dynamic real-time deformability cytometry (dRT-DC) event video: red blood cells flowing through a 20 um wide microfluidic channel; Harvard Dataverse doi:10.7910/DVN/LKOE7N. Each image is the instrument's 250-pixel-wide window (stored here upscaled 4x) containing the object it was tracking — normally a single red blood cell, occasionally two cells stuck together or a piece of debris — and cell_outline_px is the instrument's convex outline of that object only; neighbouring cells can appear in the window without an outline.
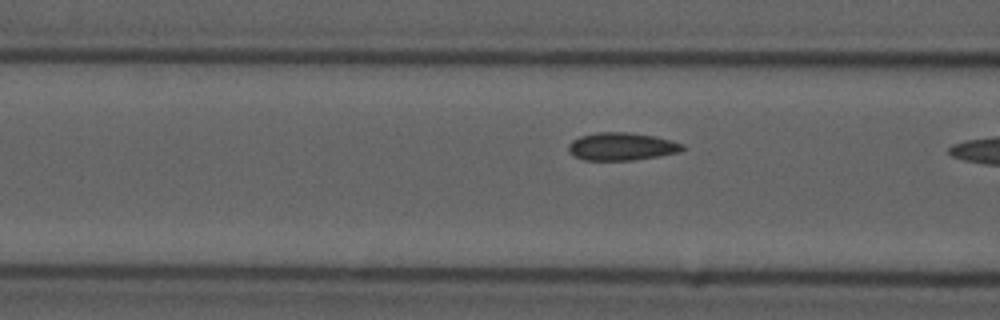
{"species": "common noctule bat (a hibernating species)", "species_latin": "Nyctalus noctula", "temperature_condition": "cold", "stored_images_in_passage": 10, "camera_frame_rate_fps": 3000, "um_per_image_px": 0.085, "animal": {"sex": "male", "forearm_length_mm": 52.5}, "frame": {"image": 1, "passage_image": 9, "time_ms": 2.667, "image_size_px": [1000, 320], "cell_outline_px": [[688, 148], [680, 152], [660, 156], [632, 160], [584, 160], [572, 156], [568, 152], [568, 144], [572, 140], [580, 136], [596, 132], [628, 132], [652, 136], [684, 144]], "centroid_in_image_um": [52.82, 12.46], "position_along_channel_um": 113.8, "area_um2": 18.61}}